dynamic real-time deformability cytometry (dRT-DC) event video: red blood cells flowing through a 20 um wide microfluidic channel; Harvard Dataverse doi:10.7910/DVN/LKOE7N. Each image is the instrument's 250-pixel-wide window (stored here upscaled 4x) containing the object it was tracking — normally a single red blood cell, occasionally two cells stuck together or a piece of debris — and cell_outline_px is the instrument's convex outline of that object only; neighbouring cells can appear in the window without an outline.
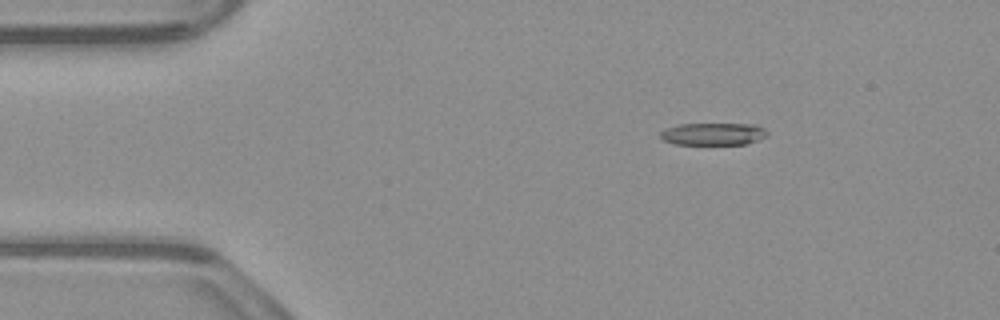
{"species": "common noctule bat (a hibernating species)", "species_latin": "Nyctalus noctula", "temperature_condition": "warm", "stored_images_in_passage": 45, "camera_frame_rate_fps": 3000, "um_per_image_px": 0.085, "animal": {"sex": "male", "body_mass_g": 23.1, "forearm_length_mm": 52.7}, "frame": {"image": 1, "passage_image": 1, "time_ms": 0.0, "image_size_px": [1000, 320], "cell_outline_px": [[768, 136], [748, 144], [676, 144], [664, 140], [660, 136], [660, 132], [664, 128], [680, 124], [756, 124], [764, 128], [768, 132]], "centroid_in_image_um": [60.66, 11.38], "position_along_channel_um": 24.3, "area_um2": 13.99}}
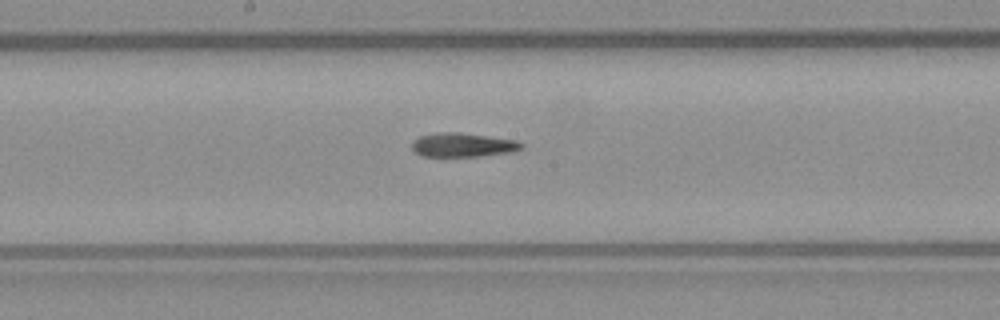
{"frame": {"image": 2, "passage_image": 20, "time_ms": 6.333, "image_size_px": [1000, 320], "cell_outline_px": [[524, 148], [512, 152], [480, 156], [420, 156], [412, 148], [412, 140], [420, 136], [436, 132], [460, 132], [516, 140], [524, 144]], "centroid_in_image_um": [39.34, 12.31], "position_along_channel_um": 208.9, "area_um2": 15.43}}
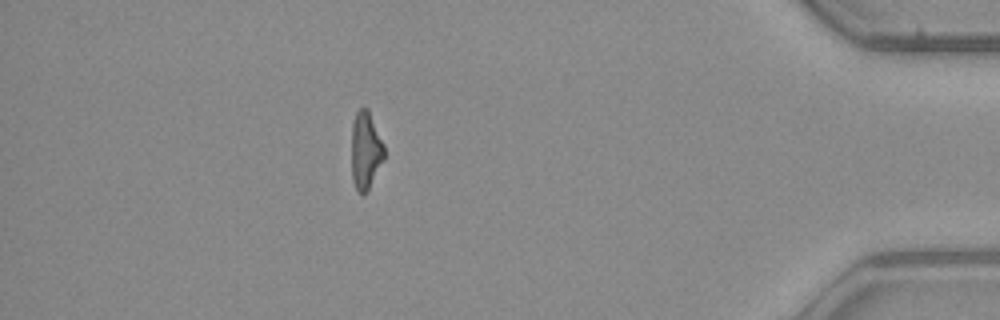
{"frame": {"image": 3, "passage_image": 39, "time_ms": 12.667, "image_size_px": [1000, 320], "cell_outline_px": [[384, 160], [364, 196], [360, 196], [352, 180], [352, 124], [356, 112], [360, 108], [368, 108], [384, 144]], "centroid_in_image_um": [31.08, 12.8], "position_along_channel_um": 404.1, "area_um2": 14.85}, "authors_computed_cell_mechanics": {"area_um2": 15.4326, "velocity_mm_per_s": 3.9304, "shape_relaxation_time_tau1_ms": 9.1242, "shape_relaxation_time_tau2_ms": 5.9838, "deformation_change_tau1": 0.2422, "deformation_change_tau2": 0.1985}}